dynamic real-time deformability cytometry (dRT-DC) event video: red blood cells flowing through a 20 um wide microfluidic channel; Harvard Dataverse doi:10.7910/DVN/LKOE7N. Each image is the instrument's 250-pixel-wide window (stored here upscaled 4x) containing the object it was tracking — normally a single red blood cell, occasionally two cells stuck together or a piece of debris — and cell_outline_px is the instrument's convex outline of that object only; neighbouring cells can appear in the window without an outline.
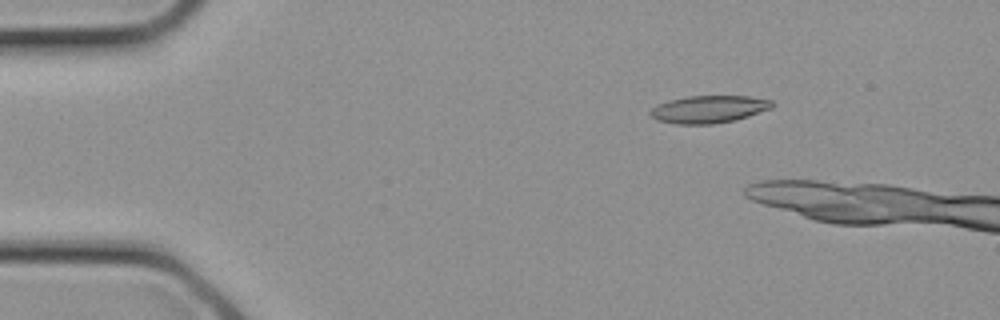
{"species": "common noctule bat (a hibernating species)", "species_latin": "Nyctalus noctula", "temperature_condition": "cold", "stored_images_in_passage": 6, "camera_frame_rate_fps": 3000, "um_per_image_px": 0.085, "animal": {"sex": "female", "body_mass_g": 21.9}, "frame": {"image": 1, "passage_image": 4, "time_ms": 1.0, "image_size_px": [1000, 320], "cell_outline_px": [[776, 104], [772, 108], [736, 120], [712, 124], [676, 124], [656, 120], [648, 112], [656, 104], [668, 100], [688, 96], [748, 96], [772, 100]], "centroid_in_image_um": [60.24, 9.28], "position_along_channel_um": 24.8, "area_um2": 19.65}}